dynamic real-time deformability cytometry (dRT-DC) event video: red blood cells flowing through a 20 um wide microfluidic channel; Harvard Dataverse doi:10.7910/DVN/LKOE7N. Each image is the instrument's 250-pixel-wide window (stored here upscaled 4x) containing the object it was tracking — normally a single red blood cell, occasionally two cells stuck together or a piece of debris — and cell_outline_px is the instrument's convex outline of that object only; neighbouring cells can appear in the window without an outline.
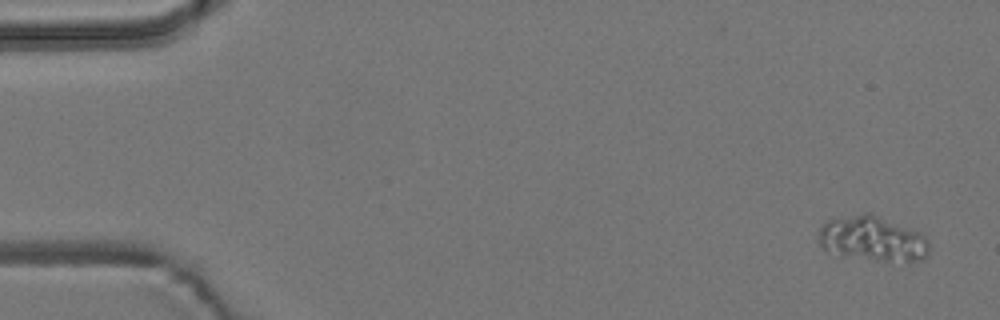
{"species": "common noctule bat (a hibernating species)", "species_latin": "Nyctalus noctula", "temperature_condition": "room temperature", "stored_images_in_passage": 5, "camera_frame_rate_fps": 3000, "um_per_image_px": 0.085, "animal": {"sex": "male", "body_mass_g": 19.2, "forearm_length_mm": 51.8}, "frame": {"image": 1, "passage_image": 1, "time_ms": 0.0, "image_size_px": [1000, 320], "cell_outline_px": [[928, 256], [920, 260], [888, 260], [828, 252], [820, 244], [816, 236], [820, 228], [828, 220], [864, 212], [872, 212], [916, 232], [924, 236], [928, 240]], "centroid_in_image_um": [74.13, 20.25], "position_along_channel_um": 10.9, "area_um2": 28.21}}
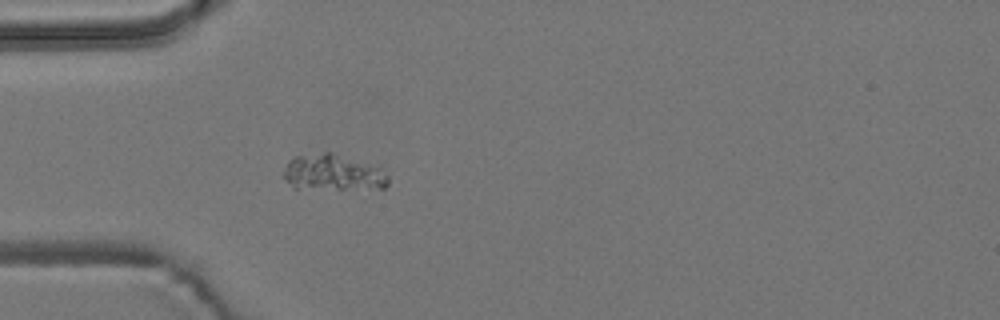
{"frame": {"image": 2, "passage_image": 5, "time_ms": 4.667, "image_size_px": [1000, 320], "cell_outline_px": [[388, 184], [384, 188], [292, 188], [280, 176], [288, 160], [296, 156], [324, 152], [332, 152], [380, 168], [388, 176]], "centroid_in_image_um": [28.21, 14.67], "position_along_channel_um": 56.8, "area_um2": 21.91}}